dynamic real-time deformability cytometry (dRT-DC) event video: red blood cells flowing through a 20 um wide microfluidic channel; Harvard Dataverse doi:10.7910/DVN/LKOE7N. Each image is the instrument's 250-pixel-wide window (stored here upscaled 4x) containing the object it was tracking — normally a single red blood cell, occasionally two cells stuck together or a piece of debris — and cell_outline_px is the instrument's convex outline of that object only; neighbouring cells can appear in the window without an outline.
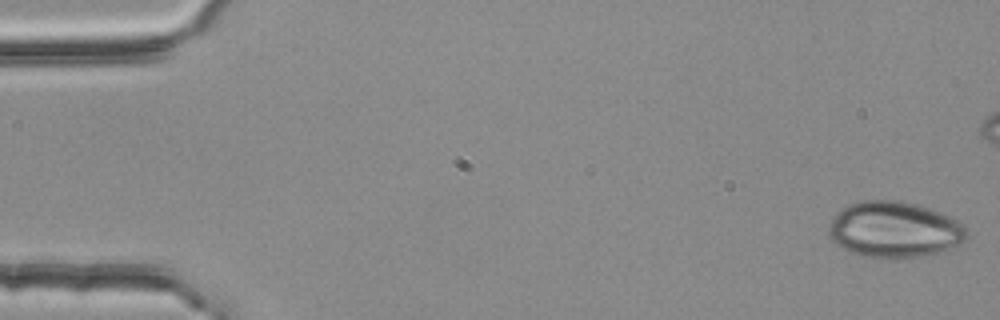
{"species": "common noctule bat (a hibernating species)", "species_latin": "Nyctalus noctula", "temperature_condition": "room temperature", "stored_images_in_passage": 48, "camera_frame_rate_fps": 3000, "um_per_image_px": 0.085, "animal": {"sex": "female", "body_mass_g": 25.1}, "frame": {"image": 1, "passage_image": 1, "time_ms": 0.0, "image_size_px": [1000, 320], "cell_outline_px": [[968, 236], [960, 244], [936, 252], [920, 256], [884, 260], [880, 260], [856, 256], [848, 252], [836, 244], [832, 240], [828, 232], [828, 228], [836, 212], [840, 208], [848, 204], [864, 200], [900, 200], [916, 204], [940, 212], [956, 220], [968, 228]], "centroid_in_image_um": [75.97, 19.54], "position_along_channel_um": 9.0, "area_um2": 45.72}}
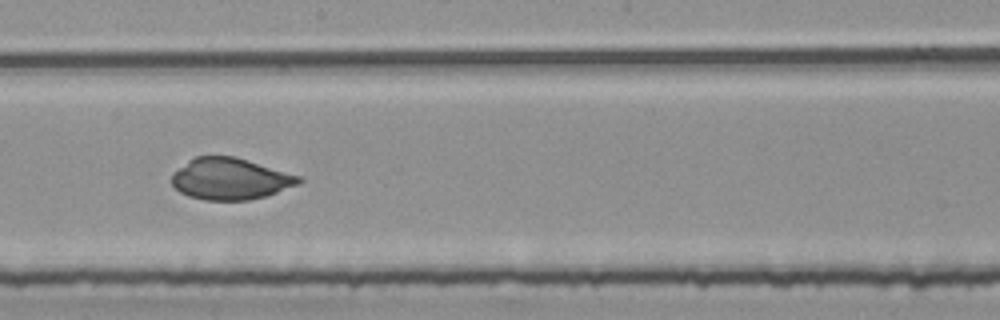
{"frame": {"image": 2, "passage_image": 30, "time_ms": 9.667, "image_size_px": [1000, 320], "cell_outline_px": [[304, 180], [300, 184], [264, 196], [248, 200], [204, 200], [188, 196], [180, 192], [172, 184], [172, 172], [188, 160], [196, 156], [236, 156], [300, 176]], "centroid_in_image_um": [19.56, 15.19], "position_along_channel_um": 228.6, "area_um2": 30.81}}
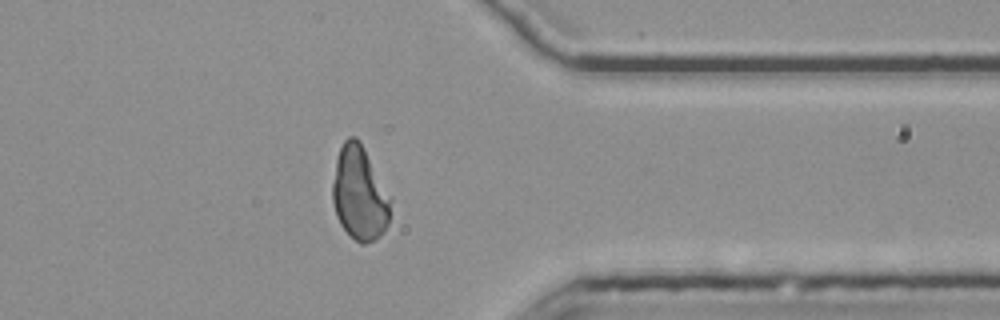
{"frame": {"image": 3, "passage_image": 43, "time_ms": 14.0, "image_size_px": [1000, 320], "cell_outline_px": [[392, 200], [388, 224], [380, 236], [364, 244], [360, 244], [340, 224], [336, 216], [332, 200], [332, 184], [336, 160], [340, 148], [344, 140], [348, 136], [356, 136], [360, 140], [392, 196]], "centroid_in_image_um": [30.58, 16.41], "position_along_channel_um": 380.8, "area_um2": 32.14}}